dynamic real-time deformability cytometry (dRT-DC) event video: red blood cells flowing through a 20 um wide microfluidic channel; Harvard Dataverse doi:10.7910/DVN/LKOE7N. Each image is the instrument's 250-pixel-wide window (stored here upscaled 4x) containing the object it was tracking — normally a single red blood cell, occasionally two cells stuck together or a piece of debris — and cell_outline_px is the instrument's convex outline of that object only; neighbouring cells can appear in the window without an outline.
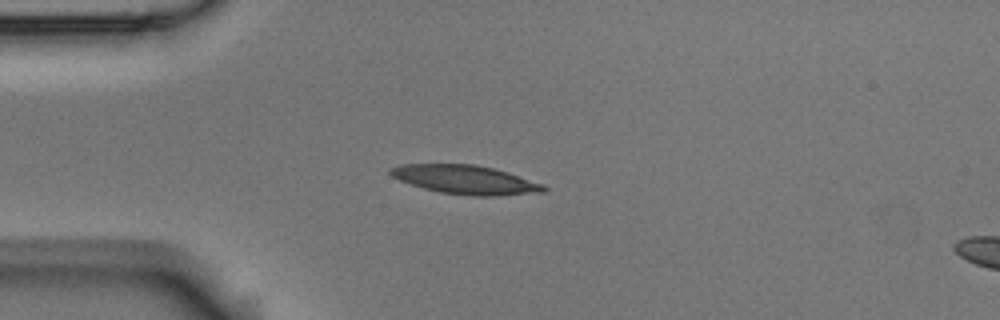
{"species": "Egyptian fruit bat (a non-hibernating species)", "species_latin": "Rousettus aegyptiacus", "temperature_condition": "room temperature", "stored_images_in_passage": 5, "camera_frame_rate_fps": 3000, "um_per_image_px": 0.085, "animal": {"sex": "male"}, "frame": {"image": 1, "passage_image": 3, "time_ms": 0.667, "image_size_px": [1000, 320], "cell_outline_px": [[548, 188], [544, 192], [496, 196], [472, 196], [440, 192], [424, 188], [400, 180], [392, 176], [388, 172], [388, 168], [400, 164], [476, 164], [508, 172], [544, 184]], "centroid_in_image_um": [39.58, 15.27], "position_along_channel_um": 45.4, "area_um2": 25.84}}
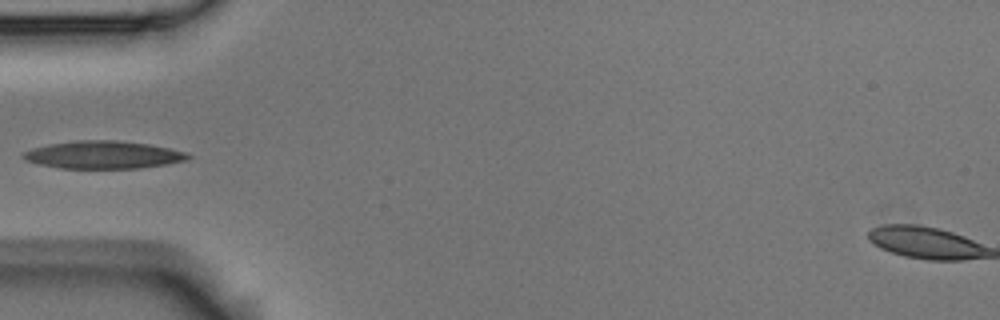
{"frame": {"image": 2, "passage_image": 4, "time_ms": 1.0, "image_size_px": [1000, 320], "cell_outline_px": [[192, 156], [188, 160], [140, 168], [60, 168], [40, 164], [24, 160], [20, 156], [24, 152], [32, 148], [48, 144], [80, 140], [116, 140], [148, 144], [188, 152]], "centroid_in_image_um": [8.77, 13.16], "position_along_channel_um": 76.2, "area_um2": 26.53}}
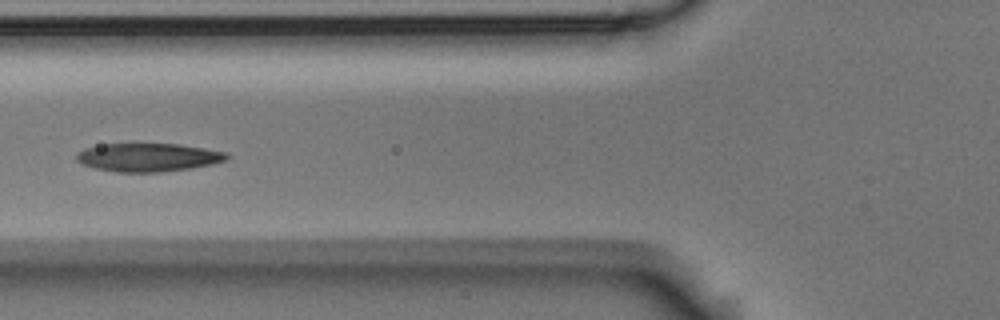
{"frame": {"image": 3, "passage_image": 5, "time_ms": 1.333, "image_size_px": [1000, 320], "cell_outline_px": [[232, 156], [228, 160], [212, 164], [192, 168], [160, 172], [116, 172], [96, 168], [84, 164], [76, 160], [76, 152], [84, 148], [100, 144], [180, 144], [228, 152]], "centroid_in_image_um": [12.64, 13.37], "position_along_channel_um": 113.2, "area_um2": 25.03}}